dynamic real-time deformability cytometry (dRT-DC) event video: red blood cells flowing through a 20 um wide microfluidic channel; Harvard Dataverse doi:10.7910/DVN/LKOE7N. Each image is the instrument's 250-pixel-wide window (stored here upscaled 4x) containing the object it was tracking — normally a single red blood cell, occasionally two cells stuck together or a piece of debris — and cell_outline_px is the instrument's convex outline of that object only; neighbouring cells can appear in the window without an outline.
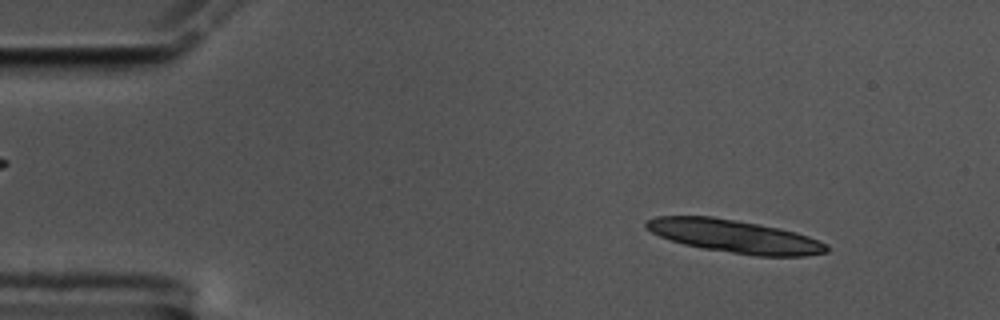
{"species": "common noctule bat (a hibernating species)", "species_latin": "Nyctalus noctula", "temperature_condition": "cold", "stored_images_in_passage": 16, "camera_frame_rate_fps": 3000, "um_per_image_px": 0.085, "animal": {"sex": "male", "body_mass_g": 17.5, "forearm_length_mm": 52.3}, "frame": {"image": 1, "passage_image": 6, "time_ms": 1.667, "image_size_px": [1000, 320], "cell_outline_px": [[828, 252], [804, 256], [756, 256], [704, 248], [684, 244], [660, 236], [652, 232], [644, 224], [648, 220], [656, 216], [712, 216], [780, 228], [796, 232], [808, 236], [828, 244]], "centroid_in_image_um": [62.48, 20.08], "position_along_channel_um": 22.5, "area_um2": 34.33}}